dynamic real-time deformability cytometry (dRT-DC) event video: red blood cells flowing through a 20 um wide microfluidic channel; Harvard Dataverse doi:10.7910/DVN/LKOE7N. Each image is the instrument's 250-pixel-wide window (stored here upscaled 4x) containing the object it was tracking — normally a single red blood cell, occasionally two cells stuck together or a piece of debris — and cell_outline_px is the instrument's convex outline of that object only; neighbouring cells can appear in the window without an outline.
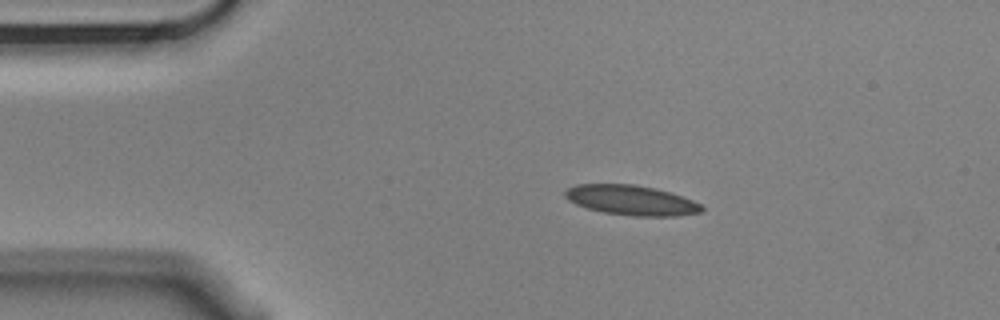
{"species": "Egyptian fruit bat (a non-hibernating species)", "species_latin": "Rousettus aegyptiacus", "temperature_condition": "cold", "stored_images_in_passage": 3, "camera_frame_rate_fps": 3000, "um_per_image_px": 0.085, "animal": {"sex": "male"}, "frame": {"image": 1, "passage_image": 2, "time_ms": 0.333, "image_size_px": [1000, 320], "cell_outline_px": [[704, 208], [700, 212], [676, 216], [632, 216], [604, 212], [588, 208], [576, 204], [568, 200], [564, 196], [564, 192], [568, 188], [576, 184], [632, 184], [652, 188], [668, 192], [692, 200], [700, 204]], "centroid_in_image_um": [53.62, 17.02], "position_along_channel_um": 31.4, "area_um2": 23.52}}